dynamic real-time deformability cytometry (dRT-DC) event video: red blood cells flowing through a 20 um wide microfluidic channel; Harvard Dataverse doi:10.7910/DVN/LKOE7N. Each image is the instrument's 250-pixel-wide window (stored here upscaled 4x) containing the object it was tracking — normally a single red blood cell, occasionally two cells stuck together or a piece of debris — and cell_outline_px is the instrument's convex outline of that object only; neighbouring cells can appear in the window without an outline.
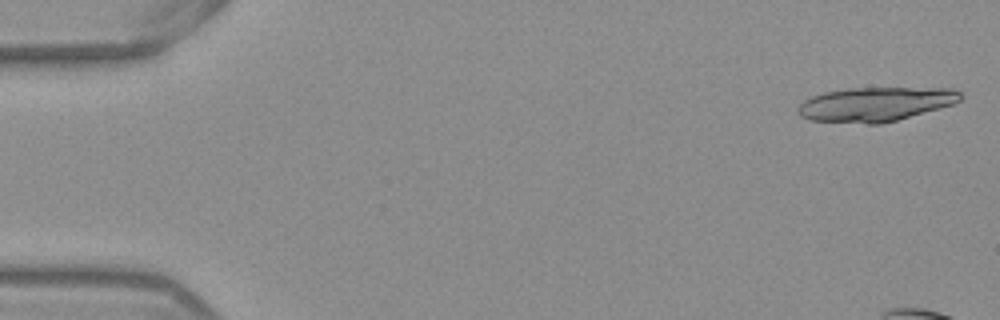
{"species": "Egyptian fruit bat (a non-hibernating species)", "species_latin": "Rousettus aegyptiacus", "temperature_condition": "warm", "stored_images_in_passage": 11, "camera_frame_rate_fps": 3000, "um_per_image_px": 0.085, "frame": {"image": 1, "passage_image": 2, "time_ms": 0.333, "image_size_px": [1000, 320], "cell_outline_px": [[964, 96], [960, 100], [952, 104], [896, 120], [880, 124], [868, 124], [808, 120], [800, 116], [796, 108], [804, 100], [812, 96], [824, 92], [848, 88], [952, 88], [960, 92]], "centroid_in_image_um": [74.37, 8.85], "position_along_channel_um": 10.6, "area_um2": 32.37}}